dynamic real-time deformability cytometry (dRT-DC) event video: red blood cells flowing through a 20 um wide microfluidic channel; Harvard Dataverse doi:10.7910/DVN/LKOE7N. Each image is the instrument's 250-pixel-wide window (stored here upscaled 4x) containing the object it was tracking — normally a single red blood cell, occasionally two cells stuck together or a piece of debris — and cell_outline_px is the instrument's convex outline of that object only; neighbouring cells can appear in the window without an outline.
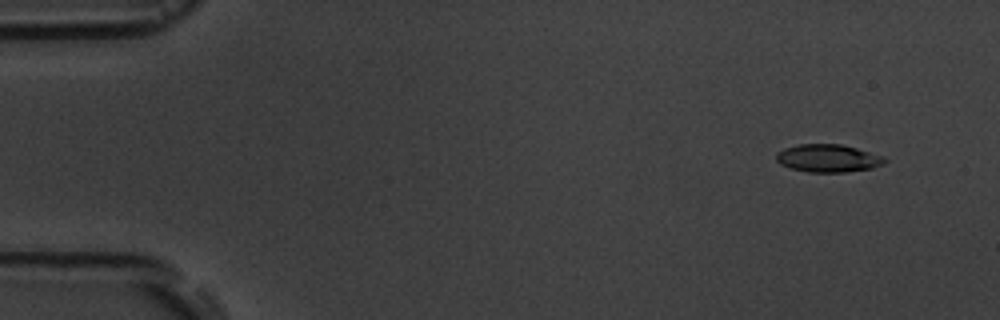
{"species": "common noctule bat (a hibernating species)", "species_latin": "Nyctalus noctula", "temperature_condition": "room temperature", "stored_images_in_passage": 10, "camera_frame_rate_fps": 3000, "um_per_image_px": 0.085, "animal": {"sex": "male", "body_mass_g": 19.5, "forearm_length_mm": 54.6}, "frame": {"image": 1, "passage_image": 2, "time_ms": 1.333, "image_size_px": [1000, 320], "cell_outline_px": [[888, 160], [884, 164], [872, 168], [844, 172], [808, 172], [788, 168], [780, 164], [776, 160], [776, 152], [784, 148], [800, 144], [840, 144], [856, 148], [884, 156]], "centroid_in_image_um": [70.37, 13.45], "position_along_channel_um": 14.6, "area_um2": 17.69}}
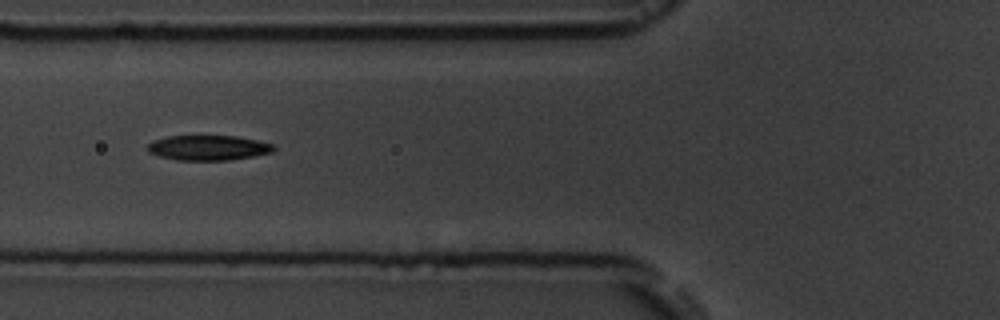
{"frame": {"image": 2, "passage_image": 6, "time_ms": 7.0, "image_size_px": [1000, 320], "cell_outline_px": [[276, 148], [272, 152], [252, 156], [228, 160], [176, 160], [160, 156], [148, 152], [144, 148], [152, 140], [168, 136], [236, 136], [276, 144]], "centroid_in_image_um": [17.68, 12.55], "position_along_channel_um": 108.1, "area_um2": 18.5}}
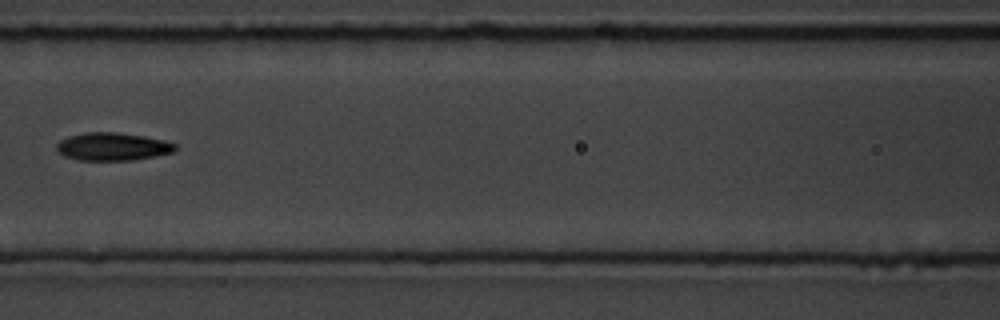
{"frame": {"image": 3, "passage_image": 7, "time_ms": 8.333, "image_size_px": [1000, 320], "cell_outline_px": [[176, 148], [172, 152], [132, 160], [76, 160], [64, 156], [56, 148], [56, 144], [60, 140], [68, 136], [84, 132], [116, 132], [144, 136], [164, 140], [176, 144]], "centroid_in_image_um": [9.53, 12.45], "position_along_channel_um": 157.1, "area_um2": 19.19}}